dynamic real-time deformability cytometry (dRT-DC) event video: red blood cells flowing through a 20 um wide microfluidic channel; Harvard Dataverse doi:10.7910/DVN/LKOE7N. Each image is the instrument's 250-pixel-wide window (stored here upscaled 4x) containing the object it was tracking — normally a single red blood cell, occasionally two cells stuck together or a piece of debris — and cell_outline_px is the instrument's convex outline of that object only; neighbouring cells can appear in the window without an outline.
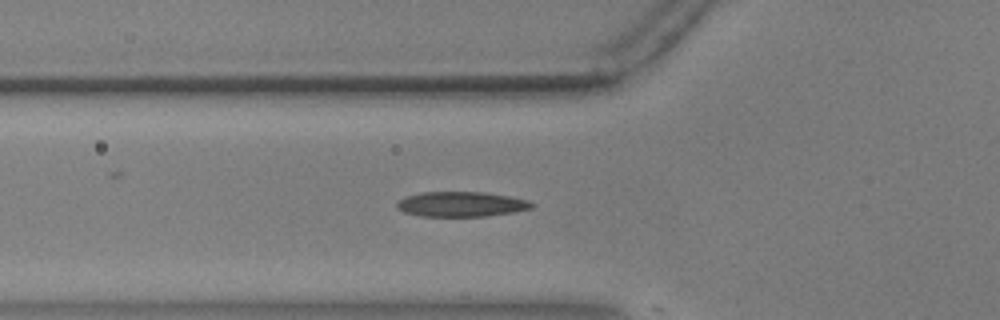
{"species": "common noctule bat (a hibernating species)", "species_latin": "Nyctalus noctula", "temperature_condition": "warm", "stored_images_in_passage": 38, "camera_frame_rate_fps": 3000, "um_per_image_px": 0.085, "animal": {"sex": "male", "body_mass_g": 17.9, "forearm_length_mm": 54.2}, "frame": {"image": 1, "passage_image": 2, "time_ms": 0.333, "image_size_px": [1000, 320], "cell_outline_px": [[536, 204], [532, 208], [512, 212], [488, 216], [420, 216], [404, 212], [396, 208], [396, 200], [404, 196], [420, 192], [484, 192], [512, 196], [528, 200]], "centroid_in_image_um": [39.18, 17.34], "position_along_channel_um": 86.6, "area_um2": 19.94}}
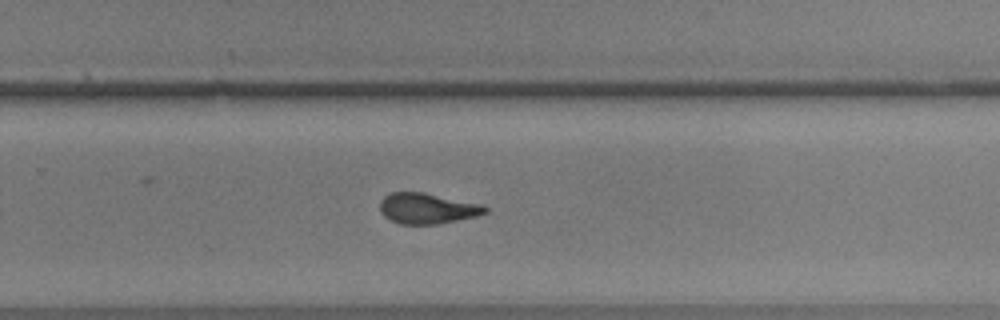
{"frame": {"image": 2, "passage_image": 19, "time_ms": 6.0, "image_size_px": [1000, 320], "cell_outline_px": [[488, 212], [476, 216], [440, 224], [400, 224], [384, 216], [380, 212], [380, 200], [384, 196], [392, 192], [424, 192], [484, 204], [488, 208]], "centroid_in_image_um": [36.34, 17.71], "position_along_channel_um": 293.5, "area_um2": 19.02}}
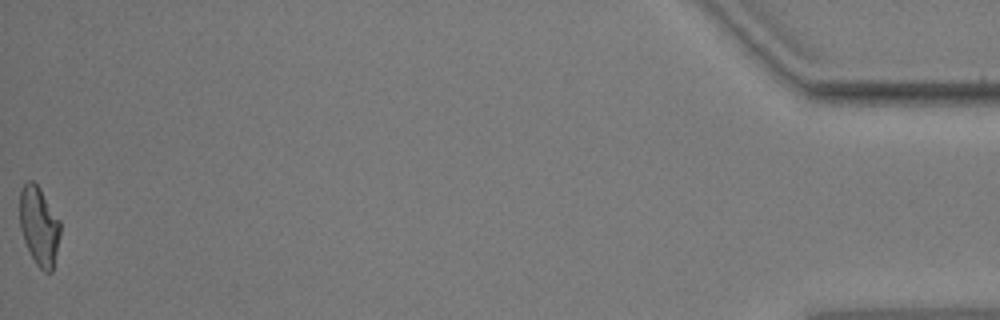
{"frame": {"image": 3, "passage_image": 38, "time_ms": 12.333, "image_size_px": [1000, 320], "cell_outline_px": [[60, 232], [52, 272], [44, 272], [36, 264], [24, 240], [20, 228], [20, 188], [28, 180], [32, 180], [40, 188], [60, 220]], "centroid_in_image_um": [3.32, 19.18], "position_along_channel_um": 431.9, "area_um2": 18.44}, "authors_computed_cell_mechanics": {"area_um2": 19.1029, "velocity_mm_per_s": 3.6408, "shape_relaxation_time_tau1_ms": 5.3139, "shape_relaxation_time_tau2_ms": 1.4748, "deformation_change_tau1": 0.1908, "deformation_change_tau2": 0.0925}}